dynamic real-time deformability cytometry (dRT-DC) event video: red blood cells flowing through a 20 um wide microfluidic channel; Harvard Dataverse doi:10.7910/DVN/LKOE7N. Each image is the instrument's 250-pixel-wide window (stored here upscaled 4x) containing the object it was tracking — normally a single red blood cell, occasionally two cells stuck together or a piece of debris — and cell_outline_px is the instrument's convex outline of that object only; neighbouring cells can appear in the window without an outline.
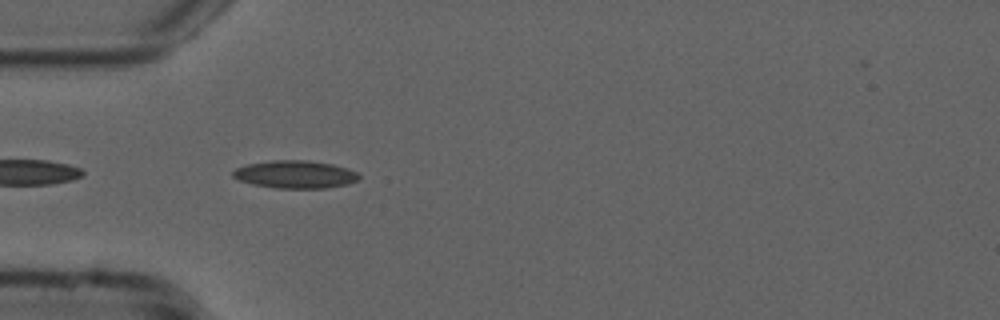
{"species": "common noctule bat (a hibernating species)", "species_latin": "Nyctalus noctula", "temperature_condition": "cold", "stored_images_in_passage": 31, "camera_frame_rate_fps": 3000, "um_per_image_px": 0.085, "animal": {"sex": "male", "forearm_length_mm": 52.5}, "frame": {"image": 1, "passage_image": 2, "time_ms": 0.333, "image_size_px": [1000, 320], "cell_outline_px": [[360, 180], [348, 184], [328, 188], [276, 188], [252, 184], [240, 180], [232, 176], [232, 172], [236, 168], [248, 164], [272, 160], [308, 160], [332, 164], [356, 172], [360, 176]], "centroid_in_image_um": [25.1, 14.83], "position_along_channel_um": 59.9, "area_um2": 20.35}}
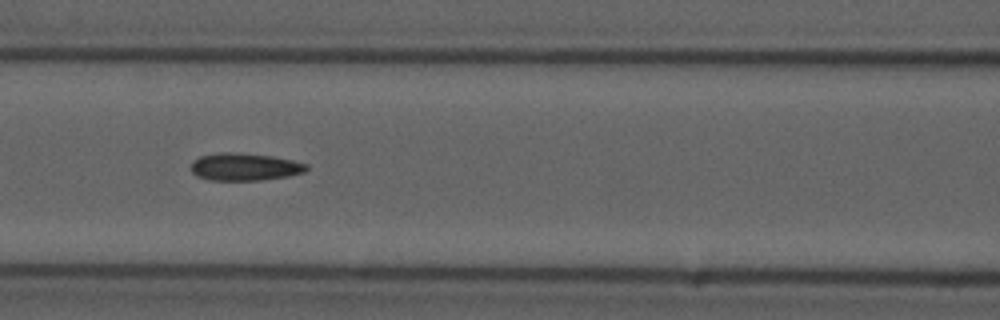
{"frame": {"image": 2, "passage_image": 9, "time_ms": 2.667, "image_size_px": [1000, 320], "cell_outline_px": [[308, 168], [304, 172], [288, 176], [260, 180], [208, 180], [196, 176], [192, 172], [192, 160], [200, 156], [220, 152], [228, 152], [272, 156], [292, 160], [308, 164]], "centroid_in_image_um": [20.78, 14.18], "position_along_channel_um": 145.8, "area_um2": 18.44}}
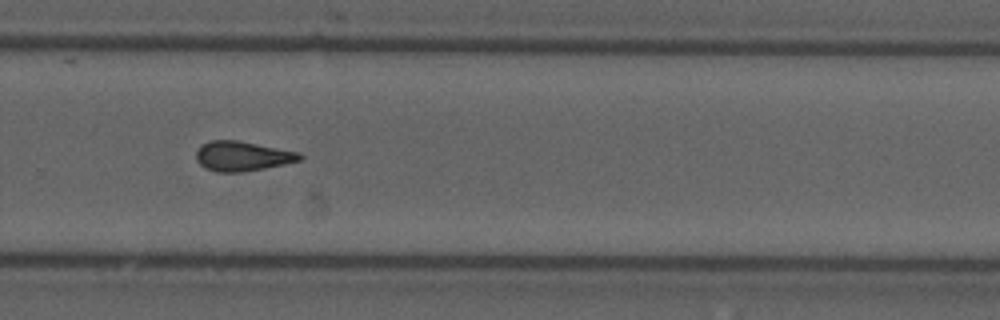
{"frame": {"image": 3, "passage_image": 22, "time_ms": 7.0, "image_size_px": [1000, 320], "cell_outline_px": [[304, 156], [300, 160], [284, 164], [264, 168], [240, 172], [216, 172], [204, 168], [196, 160], [196, 152], [200, 144], [212, 140], [236, 140], [300, 152]], "centroid_in_image_um": [20.57, 13.27], "position_along_channel_um": 309.2, "area_um2": 17.98}, "authors_computed_cell_mechanics": {"area_um2": 17.918, "velocity_mm_per_s": 3.7818, "shape_relaxation_time_tau1_ms": null, "shape_relaxation_time_tau2_ms": 3.4856, "deformation_change_tau1": null, "deformation_change_tau2": 0.1278}}